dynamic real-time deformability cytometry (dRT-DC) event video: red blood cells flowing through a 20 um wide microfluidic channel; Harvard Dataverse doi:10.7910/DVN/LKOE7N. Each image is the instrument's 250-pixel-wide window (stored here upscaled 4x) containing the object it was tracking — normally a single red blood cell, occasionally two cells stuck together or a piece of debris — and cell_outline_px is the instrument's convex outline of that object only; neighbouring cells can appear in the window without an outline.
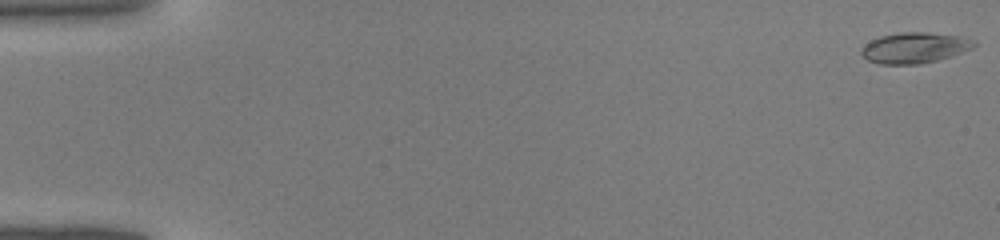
{"species": "common noctule bat (a hibernating species)", "species_latin": "Nyctalus noctula", "temperature_condition": "warm", "stored_images_in_passage": 44, "camera_frame_rate_fps": 3000, "um_per_image_px": 0.085, "animal": {"sex": "male", "body_mass_g": 19.0, "forearm_length_mm": 50.8}, "frame": {"image": 1, "passage_image": 1, "time_ms": 0.0, "image_size_px": [1000, 240], "cell_outline_px": [[976, 44], [972, 48], [936, 60], [920, 64], [880, 64], [868, 60], [860, 52], [860, 48], [864, 44], [880, 36], [900, 32], [928, 32], [960, 36], [976, 40]], "centroid_in_image_um": [77.71, 4.05], "position_along_channel_um": 7.3, "area_um2": 20.06}}
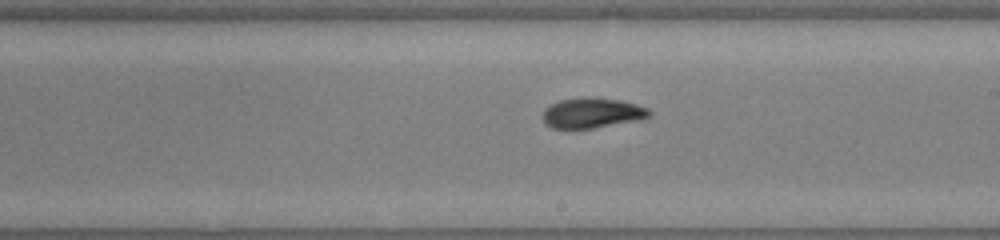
{"frame": {"image": 2, "passage_image": 26, "time_ms": 8.333, "image_size_px": [1000, 240], "cell_outline_px": [[652, 112], [648, 116], [640, 120], [592, 128], [552, 128], [544, 124], [544, 108], [560, 100], [620, 100], [636, 104], [648, 108]], "centroid_in_image_um": [50.35, 9.65], "position_along_channel_um": 238.7, "area_um2": 17.86}}
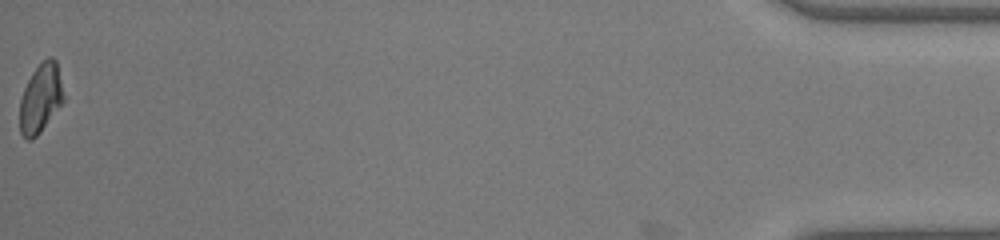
{"frame": {"image": 3, "passage_image": 44, "time_ms": 14.333, "image_size_px": [1000, 240], "cell_outline_px": [[64, 100], [40, 132], [32, 140], [28, 140], [20, 132], [20, 100], [24, 88], [32, 72], [48, 56], [52, 56], [56, 60], [64, 96]], "centroid_in_image_um": [3.44, 8.34], "position_along_channel_um": 431.8, "area_um2": 17.34}}